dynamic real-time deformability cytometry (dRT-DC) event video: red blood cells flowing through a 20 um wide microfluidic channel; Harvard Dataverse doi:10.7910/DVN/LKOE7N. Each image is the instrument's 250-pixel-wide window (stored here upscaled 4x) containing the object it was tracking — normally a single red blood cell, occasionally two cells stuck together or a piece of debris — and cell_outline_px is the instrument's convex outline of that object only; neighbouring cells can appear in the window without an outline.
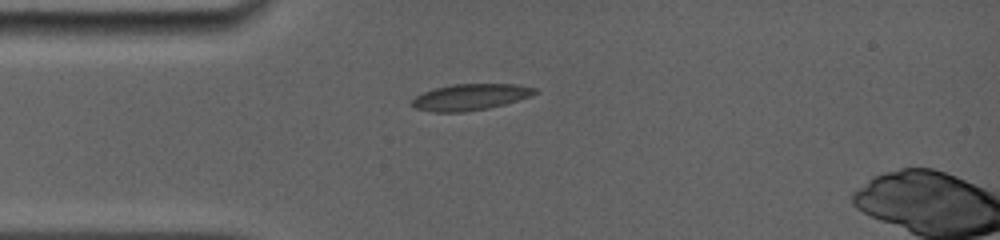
{"species": "common noctule bat (a hibernating species)", "species_latin": "Nyctalus noctula", "temperature_condition": "room temperature", "stored_images_in_passage": 40, "camera_frame_rate_fps": 5000, "um_per_image_px": 0.085, "animal": {"sex": "female", "body_mass_g": 19.0, "forearm_length_mm": 56.7}, "frame": {"image": 1, "passage_image": 1, "time_ms": 0.0, "image_size_px": [1000, 240], "cell_outline_px": [[540, 92], [532, 96], [504, 104], [488, 108], [464, 112], [432, 112], [416, 108], [412, 104], [412, 100], [416, 96], [424, 92], [436, 88], [452, 84], [516, 84], [536, 88]], "centroid_in_image_um": [40.02, 8.25], "position_along_channel_um": 45.0, "area_um2": 18.79}}
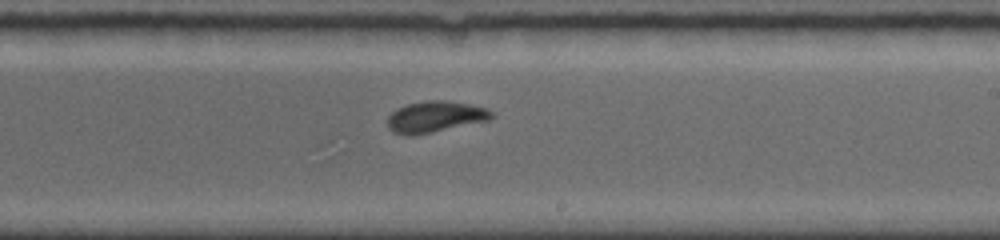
{"frame": {"image": 2, "passage_image": 23, "time_ms": 5.6, "image_size_px": [1000, 240], "cell_outline_px": [[496, 116], [488, 120], [432, 132], [412, 136], [408, 136], [392, 132], [388, 128], [388, 116], [396, 108], [408, 104], [428, 100], [444, 100], [472, 104], [488, 108], [496, 112]], "centroid_in_image_um": [37.02, 9.92], "position_along_channel_um": 252.0, "area_um2": 19.13}}
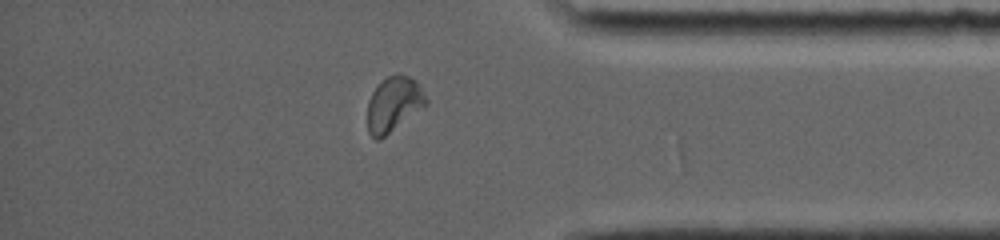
{"frame": {"image": 3, "passage_image": 39, "time_ms": 9.6, "image_size_px": [1000, 240], "cell_outline_px": [[428, 104], [380, 140], [376, 140], [368, 132], [368, 100], [372, 92], [388, 76], [396, 72], [408, 76], [416, 80], [420, 84], [428, 100]], "centroid_in_image_um": [33.49, 8.85], "position_along_channel_um": 401.7, "area_um2": 18.84}, "authors_computed_cell_mechanics": {"area_um2": 18.7272, "velocity_mm_per_s": 3.9133, "shape_relaxation_time_tau1_ms": 5.839, "shape_relaxation_time_tau2_ms": 0.9109, "deformation_change_tau1": 0.1955, "deformation_change_tau2": 0.0524}}